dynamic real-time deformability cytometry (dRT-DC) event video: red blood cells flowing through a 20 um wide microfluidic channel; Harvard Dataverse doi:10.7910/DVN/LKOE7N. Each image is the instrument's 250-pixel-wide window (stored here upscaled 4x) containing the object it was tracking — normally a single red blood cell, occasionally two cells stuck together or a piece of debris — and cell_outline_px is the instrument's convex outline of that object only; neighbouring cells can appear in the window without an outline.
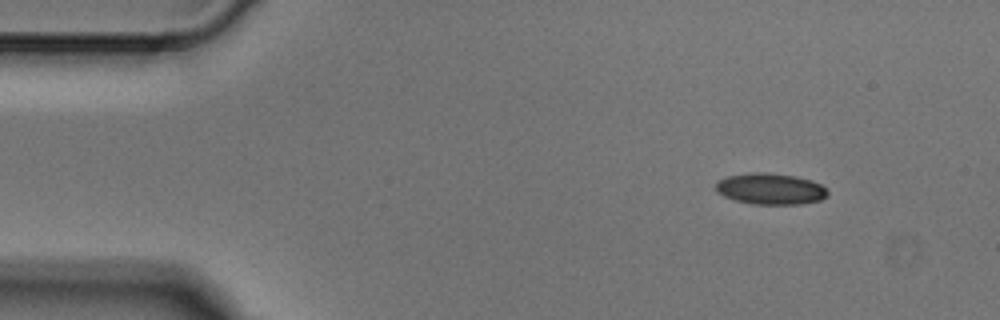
{"species": "Egyptian fruit bat (a non-hibernating species)", "species_latin": "Rousettus aegyptiacus", "temperature_condition": "cold", "stored_images_in_passage": 3, "camera_frame_rate_fps": 3000, "um_per_image_px": 0.085, "animal": {"sex": "male"}, "frame": {"image": 1, "passage_image": 1, "time_ms": 0.0, "image_size_px": [1000, 320], "cell_outline_px": [[828, 196], [820, 200], [800, 204], [752, 204], [736, 200], [724, 196], [716, 192], [716, 184], [720, 180], [728, 176], [752, 172], [768, 172], [796, 176], [812, 180], [828, 188]], "centroid_in_image_um": [65.53, 16.05], "position_along_channel_um": 19.5, "area_um2": 20.46}}